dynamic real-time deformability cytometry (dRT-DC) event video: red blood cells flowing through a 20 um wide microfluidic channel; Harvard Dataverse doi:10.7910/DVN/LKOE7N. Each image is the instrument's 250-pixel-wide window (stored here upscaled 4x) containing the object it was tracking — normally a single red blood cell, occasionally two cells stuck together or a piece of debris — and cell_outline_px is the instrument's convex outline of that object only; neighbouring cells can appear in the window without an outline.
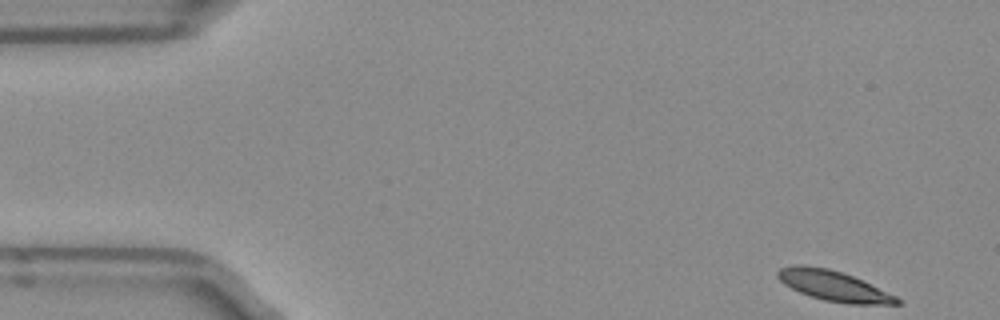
{"species": "Egyptian fruit bat (a non-hibernating species)", "species_latin": "Rousettus aegyptiacus", "temperature_condition": "room temperature", "stored_images_in_passage": 50, "camera_frame_rate_fps": 3000, "um_per_image_px": 0.085, "frame": {"image": 1, "passage_image": 1, "time_ms": 0.0, "image_size_px": [1000, 320], "cell_outline_px": [[904, 304], [848, 304], [824, 300], [808, 296], [784, 284], [776, 276], [776, 272], [780, 268], [796, 264], [800, 264], [828, 268], [852, 276], [896, 296], [904, 300]], "centroid_in_image_um": [70.85, 24.3], "position_along_channel_um": 14.1, "area_um2": 20.98}}
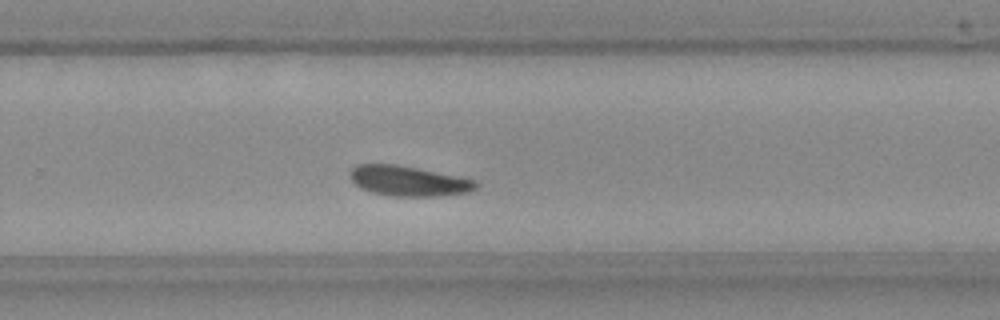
{"frame": {"image": 2, "passage_image": 31, "time_ms": 10.0, "image_size_px": [1000, 320], "cell_outline_px": [[480, 184], [476, 188], [468, 192], [440, 196], [392, 196], [372, 192], [360, 188], [352, 180], [352, 168], [356, 164], [396, 164], [476, 180]], "centroid_in_image_um": [34.74, 15.39], "position_along_channel_um": 295.1, "area_um2": 21.85}}
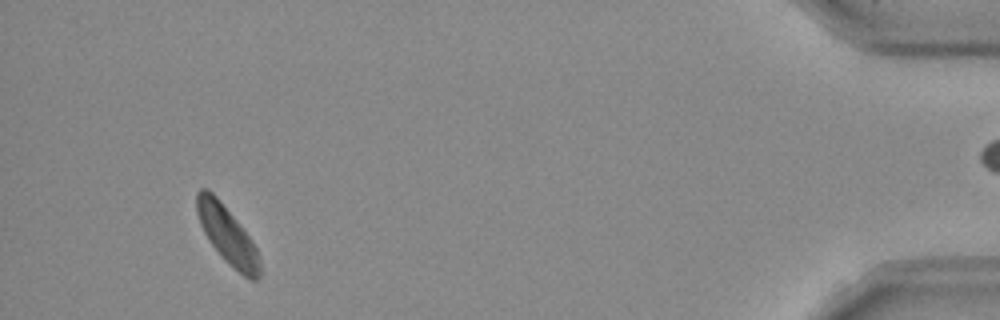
{"frame": {"image": 3, "passage_image": 46, "time_ms": 15.0, "image_size_px": [1000, 320], "cell_outline_px": [[260, 276], [256, 280], [248, 280], [224, 260], [208, 240], [200, 224], [196, 212], [196, 192], [200, 188], [208, 188], [216, 196], [236, 220], [248, 236], [256, 248], [260, 260]], "centroid_in_image_um": [19.3, 19.98], "position_along_channel_um": 415.9, "area_um2": 21.04}, "authors_computed_cell_mechanics": {"area_um2": 21.8773, "velocity_mm_per_s": 3.9021, "shape_relaxation_time_tau1_ms": 3.2953, "shape_relaxation_time_tau2_ms": null, "deformation_change_tau1": 0.1083, "deformation_change_tau2": null}}